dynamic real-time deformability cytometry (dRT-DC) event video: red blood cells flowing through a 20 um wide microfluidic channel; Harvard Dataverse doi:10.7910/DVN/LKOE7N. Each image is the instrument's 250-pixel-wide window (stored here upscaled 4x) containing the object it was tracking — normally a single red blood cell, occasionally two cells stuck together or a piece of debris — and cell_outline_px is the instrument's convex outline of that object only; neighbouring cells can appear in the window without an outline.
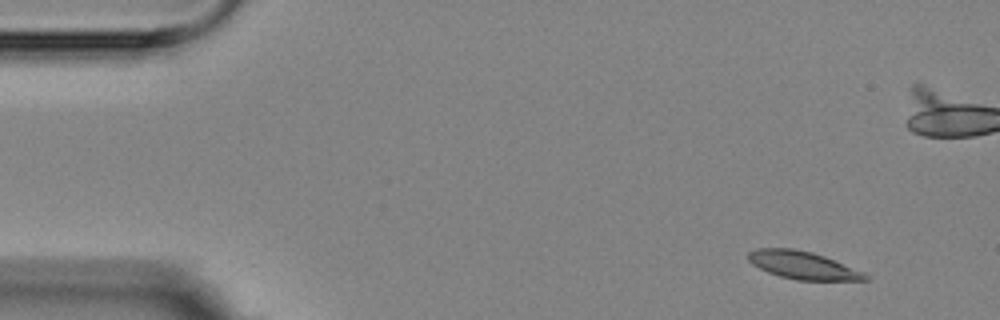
{"species": "Egyptian fruit bat (a non-hibernating species)", "species_latin": "Rousettus aegyptiacus", "temperature_condition": "room temperature", "stored_images_in_passage": 9, "camera_frame_rate_fps": 3000, "um_per_image_px": 0.085, "animal": {"sex": "female"}, "frame": {"image": 1, "passage_image": 1, "time_ms": 0.0, "image_size_px": [1000, 320], "cell_outline_px": [[868, 280], [796, 280], [780, 276], [768, 272], [752, 264], [748, 260], [748, 252], [756, 248], [792, 248], [812, 252], [824, 256], [864, 272], [868, 276]], "centroid_in_image_um": [68.22, 22.54], "position_along_channel_um": 16.8, "area_um2": 18.79}}
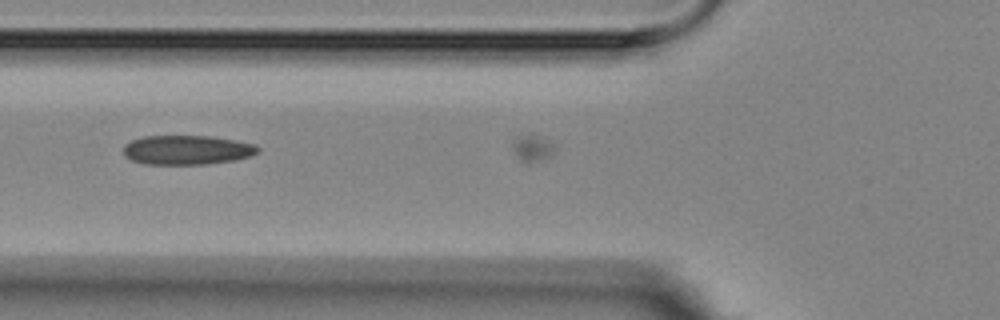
{"frame": {"image": 2, "passage_image": 6, "time_ms": 7.333, "image_size_px": [1000, 320], "cell_outline_px": [[260, 152], [252, 156], [236, 160], [208, 164], [144, 164], [132, 160], [124, 156], [124, 144], [132, 140], [144, 136], [212, 136], [236, 140], [256, 144], [260, 148]], "centroid_in_image_um": [15.94, 12.74], "position_along_channel_um": 109.9, "area_um2": 23.29}}
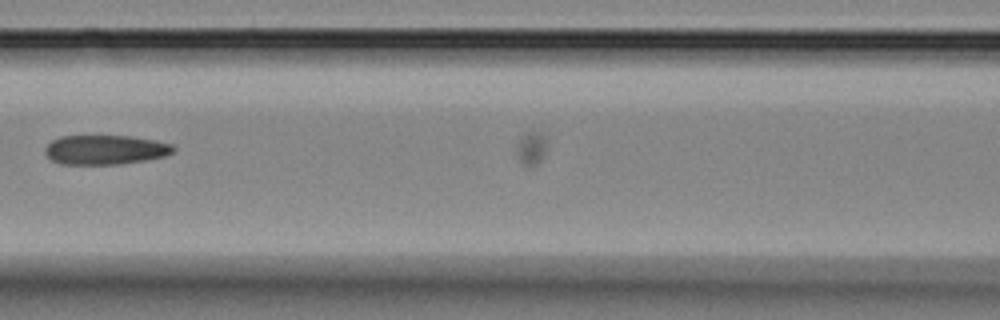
{"frame": {"image": 3, "passage_image": 7, "time_ms": 8.667, "image_size_px": [1000, 320], "cell_outline_px": [[176, 148], [172, 152], [164, 156], [144, 160], [120, 164], [60, 164], [52, 160], [44, 152], [44, 148], [52, 140], [60, 136], [132, 136], [156, 140], [172, 144]], "centroid_in_image_um": [8.94, 12.72], "position_along_channel_um": 157.7, "area_um2": 22.02}}